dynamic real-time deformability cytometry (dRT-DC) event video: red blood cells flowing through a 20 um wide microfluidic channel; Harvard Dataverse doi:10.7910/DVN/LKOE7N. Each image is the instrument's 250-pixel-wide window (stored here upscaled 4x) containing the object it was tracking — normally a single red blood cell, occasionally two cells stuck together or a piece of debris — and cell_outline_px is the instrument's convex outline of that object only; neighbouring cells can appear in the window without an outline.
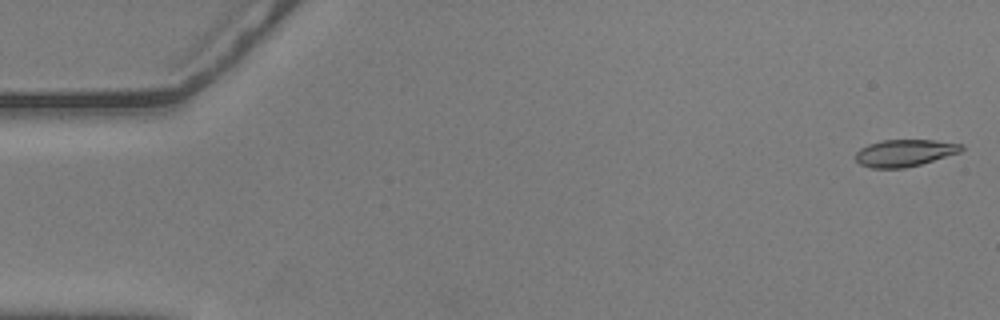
{"species": "common noctule bat (a hibernating species)", "species_latin": "Nyctalus noctula", "temperature_condition": "warm", "stored_images_in_passage": 29, "camera_frame_rate_fps": 3000, "um_per_image_px": 0.085, "animal": {"sex": "male", "body_mass_g": 20.5, "forearm_length_mm": 52.5}, "frame": {"image": 1, "passage_image": 1, "time_ms": 0.0, "image_size_px": [1000, 320], "cell_outline_px": [[964, 148], [960, 152], [920, 164], [904, 168], [872, 168], [860, 164], [856, 160], [856, 152], [860, 148], [868, 144], [880, 140], [932, 140], [964, 144]], "centroid_in_image_um": [76.88, 12.99], "position_along_channel_um": 8.1, "area_um2": 16.59}}
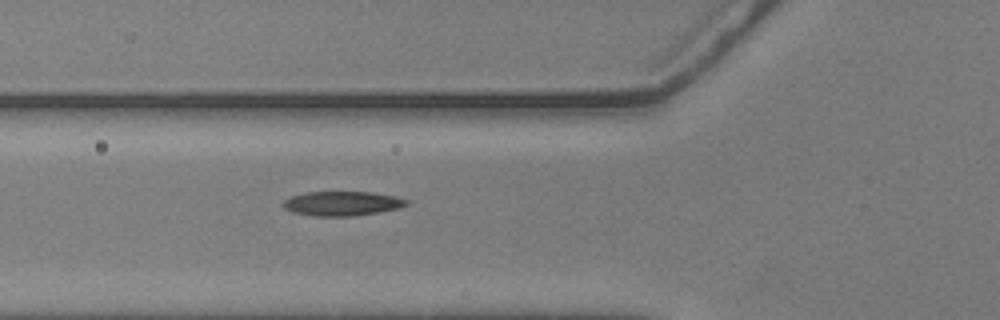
{"frame": {"image": 2, "passage_image": 20, "time_ms": 6.333, "image_size_px": [1000, 320], "cell_outline_px": [[408, 204], [400, 208], [380, 212], [352, 216], [316, 216], [292, 212], [284, 208], [280, 204], [284, 200], [292, 196], [308, 192], [372, 192], [396, 196], [408, 200]], "centroid_in_image_um": [29.09, 17.3], "position_along_channel_um": 96.7, "area_um2": 17.63}}
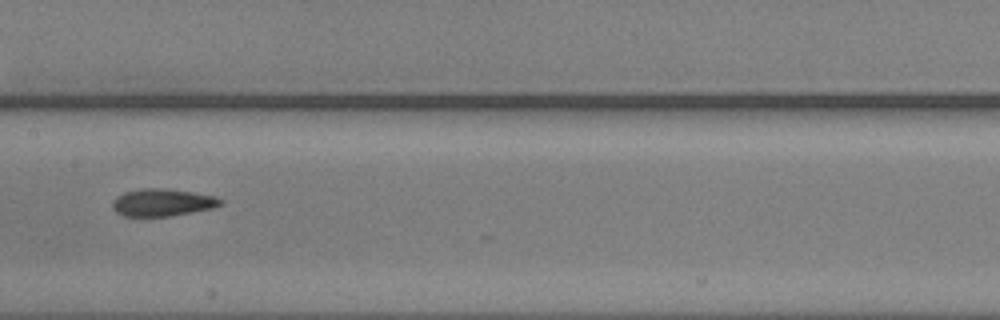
{"frame": {"image": 3, "passage_image": 28, "time_ms": 9.0, "image_size_px": [1000, 320], "cell_outline_px": [[224, 204], [212, 208], [192, 212], [168, 216], [120, 216], [112, 208], [112, 200], [116, 196], [124, 192], [140, 188], [168, 188], [216, 196], [224, 200]], "centroid_in_image_um": [13.79, 17.2], "position_along_channel_um": 193.6, "area_um2": 17.51}}